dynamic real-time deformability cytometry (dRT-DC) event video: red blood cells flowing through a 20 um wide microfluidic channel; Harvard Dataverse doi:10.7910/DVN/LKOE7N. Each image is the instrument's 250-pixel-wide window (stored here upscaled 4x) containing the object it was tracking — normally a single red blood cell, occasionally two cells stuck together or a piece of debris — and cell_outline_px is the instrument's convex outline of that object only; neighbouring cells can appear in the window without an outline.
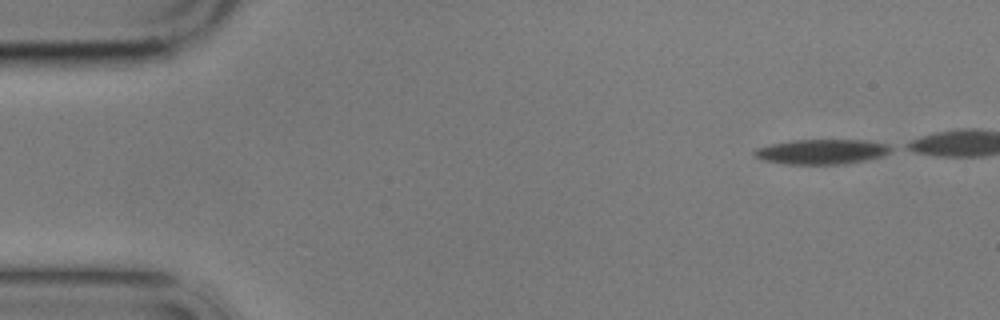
{"species": "common noctule bat (a hibernating species)", "species_latin": "Nyctalus noctula", "temperature_condition": "cold", "stored_images_in_passage": 5, "camera_frame_rate_fps": 3000, "um_per_image_px": 0.085, "animal": {"sex": "male", "body_mass_g": 17.9}, "frame": {"image": 1, "passage_image": 1, "time_ms": 0.0, "image_size_px": [1000, 320], "cell_outline_px": [[896, 148], [884, 156], [844, 164], [784, 164], [764, 160], [752, 156], [752, 152], [756, 148], [772, 144], [792, 140], [868, 140], [888, 144]], "centroid_in_image_um": [69.88, 12.89], "position_along_channel_um": 15.1, "area_um2": 20.06}}